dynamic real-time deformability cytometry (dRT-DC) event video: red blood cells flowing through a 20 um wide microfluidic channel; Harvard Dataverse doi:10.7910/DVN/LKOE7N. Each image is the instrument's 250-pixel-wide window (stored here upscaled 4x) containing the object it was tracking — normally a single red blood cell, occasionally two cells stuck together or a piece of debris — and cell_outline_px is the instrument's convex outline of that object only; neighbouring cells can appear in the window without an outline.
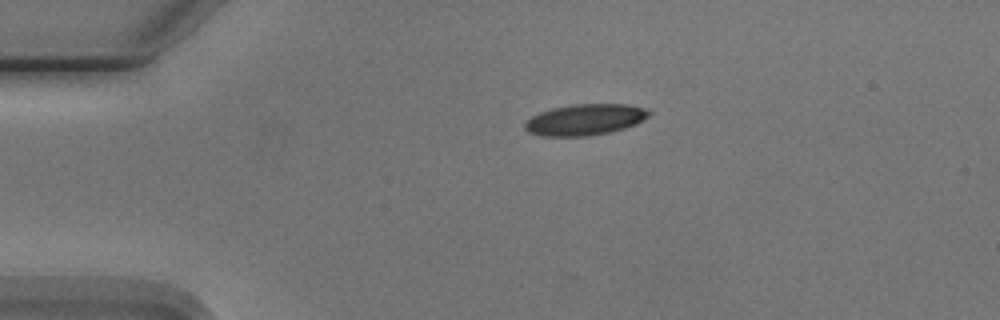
{"species": "Egyptian fruit bat (a non-hibernating species)", "species_latin": "Rousettus aegyptiacus", "temperature_condition": "cold", "stored_images_in_passage": 2, "camera_frame_rate_fps": 3000, "um_per_image_px": 0.085, "animal": {"sex": "male"}, "frame": {"image": 1, "passage_image": 1, "time_ms": 0.0, "image_size_px": [1000, 320], "cell_outline_px": [[652, 112], [648, 116], [636, 124], [624, 128], [608, 132], [588, 136], [540, 136], [528, 132], [524, 128], [524, 124], [532, 116], [540, 112], [552, 108], [576, 104], [628, 104], [644, 108]], "centroid_in_image_um": [49.71, 10.17], "position_along_channel_um": 35.3, "area_um2": 22.43}}